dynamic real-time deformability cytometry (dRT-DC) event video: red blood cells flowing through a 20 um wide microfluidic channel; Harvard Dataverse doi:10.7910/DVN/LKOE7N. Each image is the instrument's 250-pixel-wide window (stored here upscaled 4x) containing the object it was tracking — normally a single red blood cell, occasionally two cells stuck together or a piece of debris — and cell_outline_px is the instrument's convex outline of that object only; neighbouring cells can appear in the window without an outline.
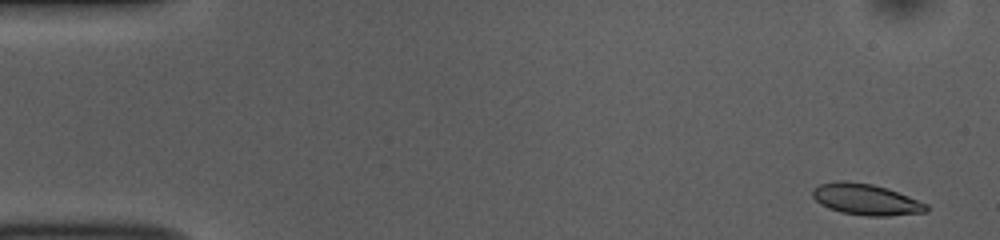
{"species": "common noctule bat (a hibernating species)", "species_latin": "Nyctalus noctula", "temperature_condition": "room temperature", "stored_images_in_passage": 52, "camera_frame_rate_fps": 3000, "um_per_image_px": 0.085, "animal": {"sex": "female", "body_mass_g": 10.0, "forearm_length_mm": 53.1}, "frame": {"image": 1, "passage_image": 2, "time_ms": 0.333, "image_size_px": [1000, 240], "cell_outline_px": [[928, 212], [888, 216], [868, 216], [840, 212], [828, 208], [820, 204], [812, 196], [812, 188], [820, 184], [840, 180], [844, 180], [872, 184], [888, 188], [928, 204]], "centroid_in_image_um": [73.6, 16.95], "position_along_channel_um": 11.4, "area_um2": 20.81}}
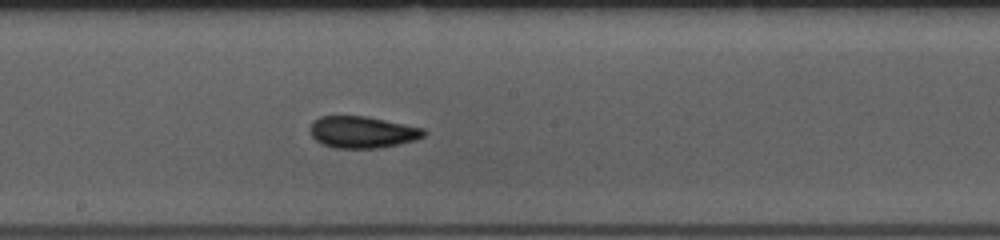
{"frame": {"image": 2, "passage_image": 28, "time_ms": 9.0, "image_size_px": [1000, 240], "cell_outline_px": [[428, 132], [424, 136], [416, 140], [376, 148], [336, 148], [324, 144], [316, 140], [308, 132], [308, 128], [312, 120], [320, 116], [368, 116], [424, 128]], "centroid_in_image_um": [30.78, 11.21], "position_along_channel_um": 217.4, "area_um2": 21.21}}
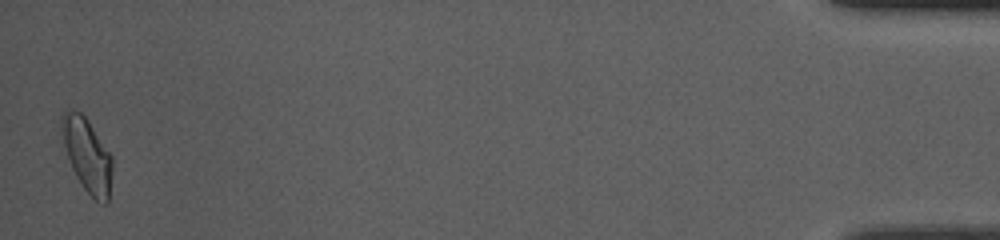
{"frame": {"image": 3, "passage_image": 52, "time_ms": 17.0, "image_size_px": [1000, 240], "cell_outline_px": [[112, 172], [108, 204], [104, 204], [96, 200], [84, 188], [76, 176], [72, 168], [64, 144], [60, 124], [60, 116], [64, 108], [72, 108], [80, 112], [88, 120], [112, 156]], "centroid_in_image_um": [7.4, 13.13], "position_along_channel_um": 427.8, "area_um2": 21.73}, "authors_computed_cell_mechanics": {"area_um2": 20.4323, "velocity_mm_per_s": 3.7551, "shape_relaxation_time_tau1_ms": 6.8031, "shape_relaxation_time_tau2_ms": 3.6928, "deformation_change_tau1": 0.146, "deformation_change_tau2": 0.0582}}